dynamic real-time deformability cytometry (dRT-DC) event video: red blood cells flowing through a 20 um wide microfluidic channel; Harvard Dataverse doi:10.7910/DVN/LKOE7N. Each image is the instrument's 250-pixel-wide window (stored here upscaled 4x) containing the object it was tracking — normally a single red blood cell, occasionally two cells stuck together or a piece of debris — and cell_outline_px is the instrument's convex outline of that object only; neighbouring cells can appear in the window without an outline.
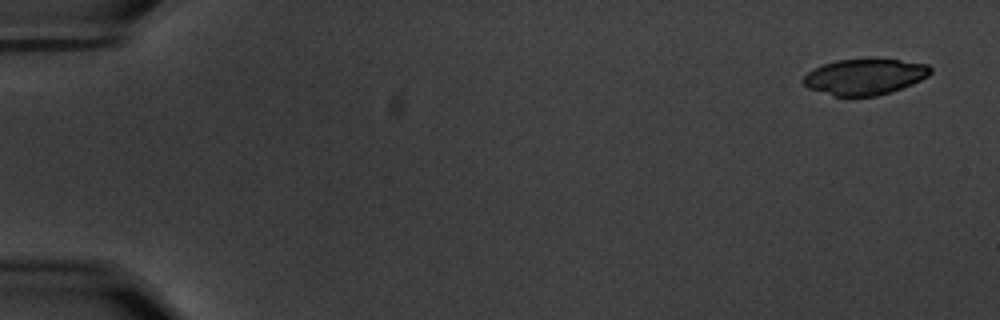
{"species": "common noctule bat (a hibernating species)", "species_latin": "Nyctalus noctula", "temperature_condition": "warm", "stored_images_in_passage": 56, "camera_frame_rate_fps": 3000, "um_per_image_px": 0.085, "animal": {"sex": "male", "body_mass_g": 20.1, "forearm_length_mm": 53.5}, "frame": {"image": 1, "passage_image": 1, "time_ms": 0.0, "image_size_px": [1000, 320], "cell_outline_px": [[932, 72], [928, 76], [912, 84], [876, 96], [832, 96], [808, 88], [800, 80], [812, 68], [836, 60], [900, 60], [928, 64], [932, 68]], "centroid_in_image_um": [73.47, 6.53], "position_along_channel_um": 11.5, "area_um2": 26.41}}